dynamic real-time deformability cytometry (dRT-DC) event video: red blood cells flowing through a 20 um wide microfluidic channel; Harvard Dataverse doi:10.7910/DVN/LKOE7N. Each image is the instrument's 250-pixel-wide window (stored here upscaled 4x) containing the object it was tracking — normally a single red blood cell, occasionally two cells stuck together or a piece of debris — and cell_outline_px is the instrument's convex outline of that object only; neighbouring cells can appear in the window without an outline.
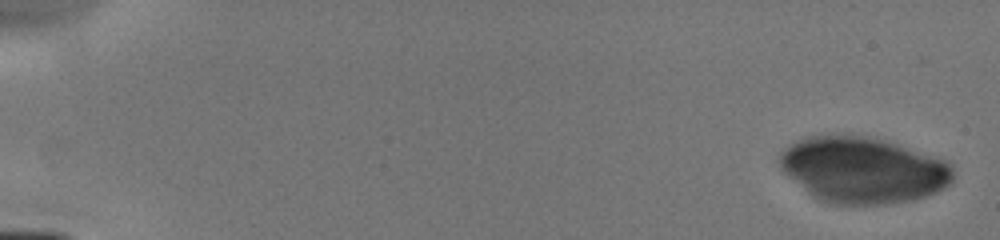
{"species": "human", "species_latin": "Homo sapiens", "temperature_condition": "cold", "stored_images_in_passage": 7, "camera_frame_rate_fps": 3000, "um_per_image_px": 0.085, "donor": {"sex": "male"}, "frame": {"image": 1, "passage_image": 1, "time_ms": 0.0, "image_size_px": [1000, 240], "cell_outline_px": [[952, 180], [944, 188], [936, 192], [912, 200], [892, 204], [832, 204], [820, 200], [812, 196], [788, 176], [780, 168], [780, 152], [788, 144], [796, 140], [808, 136], [864, 136], [880, 140], [952, 160]], "centroid_in_image_um": [73.36, 14.46], "position_along_channel_um": 11.6, "area_um2": 66.64}}